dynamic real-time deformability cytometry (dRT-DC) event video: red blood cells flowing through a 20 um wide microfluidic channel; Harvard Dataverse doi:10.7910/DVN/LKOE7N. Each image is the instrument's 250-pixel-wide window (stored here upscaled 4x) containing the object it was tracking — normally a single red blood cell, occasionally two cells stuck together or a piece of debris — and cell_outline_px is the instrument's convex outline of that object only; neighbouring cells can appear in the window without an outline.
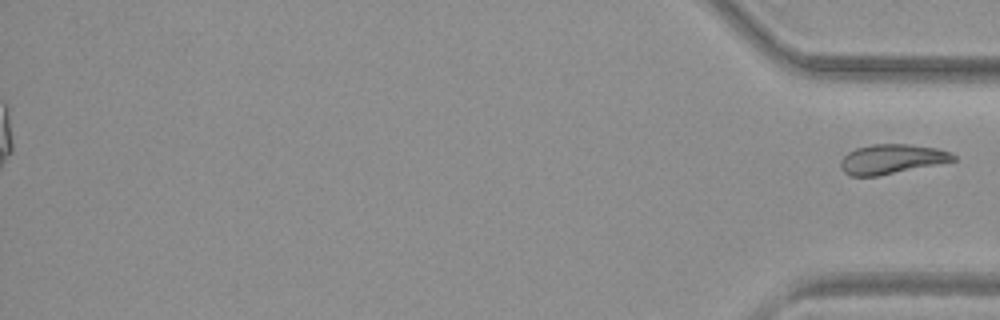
{"species": "common noctule bat (a hibernating species)", "species_latin": "Nyctalus noctula", "temperature_condition": "warm", "stored_images_in_passage": 46, "segment_of_instrument_passage": [2, 2], "camera_frame_rate_fps": 3000, "um_per_image_px": 0.085, "animal": {"sex": "female", "body_mass_g": 29.2, "forearm_length_mm": 56.3}, "frame": {"image": 1, "passage_image": 46, "time_ms": 15.0, "image_size_px": [1000, 320], "cell_outline_px": [[956, 160], [876, 176], [852, 176], [844, 172], [840, 168], [840, 160], [848, 152], [856, 148], [872, 144], [908, 144], [936, 148], [952, 152], [956, 156]], "centroid_in_image_um": [75.77, 13.51], "position_along_channel_um": 359.4, "area_um2": 19.25}}